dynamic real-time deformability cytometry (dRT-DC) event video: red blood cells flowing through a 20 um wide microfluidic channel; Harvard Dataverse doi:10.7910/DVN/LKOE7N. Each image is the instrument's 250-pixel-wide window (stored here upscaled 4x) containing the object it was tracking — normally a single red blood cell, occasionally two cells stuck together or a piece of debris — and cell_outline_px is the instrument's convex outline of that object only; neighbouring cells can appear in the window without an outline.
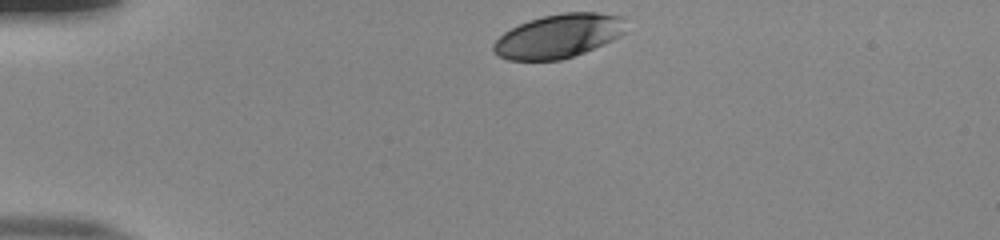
{"species": "human", "species_latin": "Homo sapiens", "temperature_condition": "room temperature", "stored_images_in_passage": 34, "camera_frame_rate_fps": 3000, "um_per_image_px": 0.085, "donor": {"sex": "male"}, "frame": {"image": 1, "passage_image": 1, "time_ms": 0.0, "image_size_px": [1000, 240], "cell_outline_px": [[624, 32], [620, 36], [604, 44], [584, 52], [560, 60], [508, 60], [500, 56], [492, 48], [492, 44], [504, 32], [528, 20], [544, 16], [564, 12], [596, 12], [624, 16]], "centroid_in_image_um": [47.49, 3.05], "position_along_channel_um": 37.5, "area_um2": 33.64}}
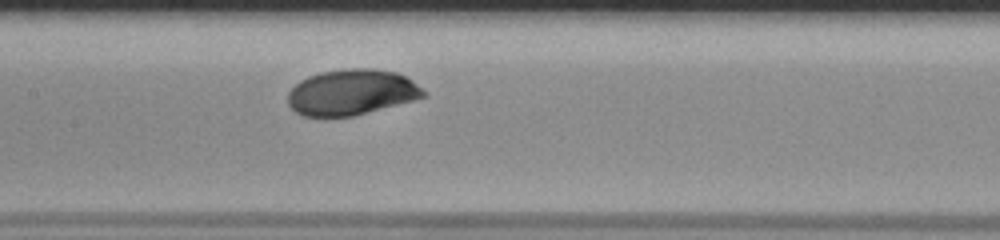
{"frame": {"image": 2, "passage_image": 16, "time_ms": 5.0, "image_size_px": [1000, 240], "cell_outline_px": [[428, 96], [352, 116], [304, 116], [296, 112], [288, 104], [288, 92], [300, 80], [308, 76], [320, 72], [348, 68], [376, 68], [396, 72], [412, 80], [428, 92]], "centroid_in_image_um": [29.9, 7.83], "position_along_channel_um": 177.5, "area_um2": 36.13}}
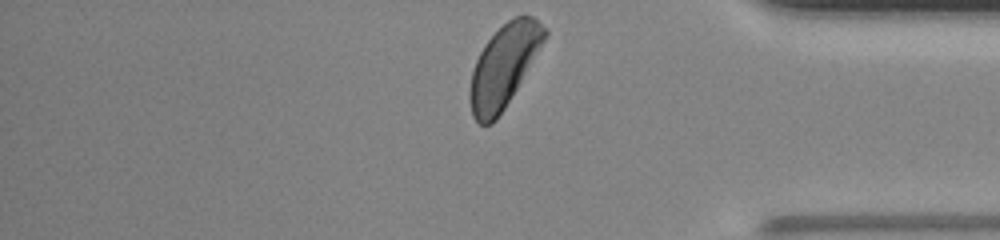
{"frame": {"image": 3, "passage_image": 34, "time_ms": 11.0, "image_size_px": [1000, 240], "cell_outline_px": [[548, 32], [544, 40], [516, 88], [504, 108], [496, 120], [492, 124], [480, 124], [472, 116], [468, 96], [468, 92], [472, 72], [476, 60], [484, 44], [508, 20], [524, 12], [532, 16]], "centroid_in_image_um": [42.78, 5.62], "position_along_channel_um": 392.4, "area_um2": 35.08}, "authors_computed_cell_mechanics": {"area_um2": 35.7493, "velocity_mm_per_s": 3.8491, "shape_relaxation_time_tau1_ms": 3.261, "shape_relaxation_time_tau2_ms": null, "deformation_change_tau1": 0.1336, "deformation_change_tau2": null}}